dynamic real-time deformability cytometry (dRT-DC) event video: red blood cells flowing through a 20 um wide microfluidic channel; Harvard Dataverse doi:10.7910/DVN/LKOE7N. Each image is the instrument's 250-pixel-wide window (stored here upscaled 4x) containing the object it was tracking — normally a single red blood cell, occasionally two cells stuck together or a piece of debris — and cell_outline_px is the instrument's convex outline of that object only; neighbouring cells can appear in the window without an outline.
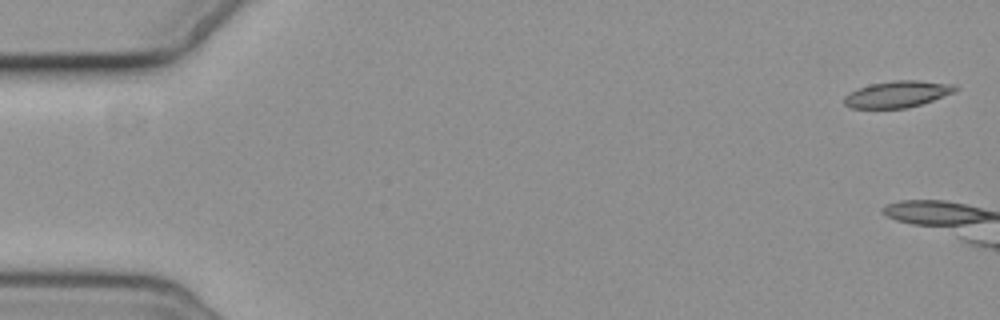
{"species": "common noctule bat (a hibernating species)", "species_latin": "Nyctalus noctula", "temperature_condition": "cold", "stored_images_in_passage": 4, "camera_frame_rate_fps": 3000, "um_per_image_px": 0.085, "animal": {"sex": "female", "body_mass_g": 19.3, "forearm_length_mm": 54.1}, "frame": {"image": 1, "passage_image": 1, "time_ms": 0.0, "image_size_px": [1000, 320], "cell_outline_px": [[960, 88], [956, 92], [920, 104], [904, 108], [852, 108], [844, 104], [844, 96], [848, 92], [872, 84], [896, 80], [916, 80], [956, 84]], "centroid_in_image_um": [76.32, 7.99], "position_along_channel_um": 8.7, "area_um2": 17.11}}